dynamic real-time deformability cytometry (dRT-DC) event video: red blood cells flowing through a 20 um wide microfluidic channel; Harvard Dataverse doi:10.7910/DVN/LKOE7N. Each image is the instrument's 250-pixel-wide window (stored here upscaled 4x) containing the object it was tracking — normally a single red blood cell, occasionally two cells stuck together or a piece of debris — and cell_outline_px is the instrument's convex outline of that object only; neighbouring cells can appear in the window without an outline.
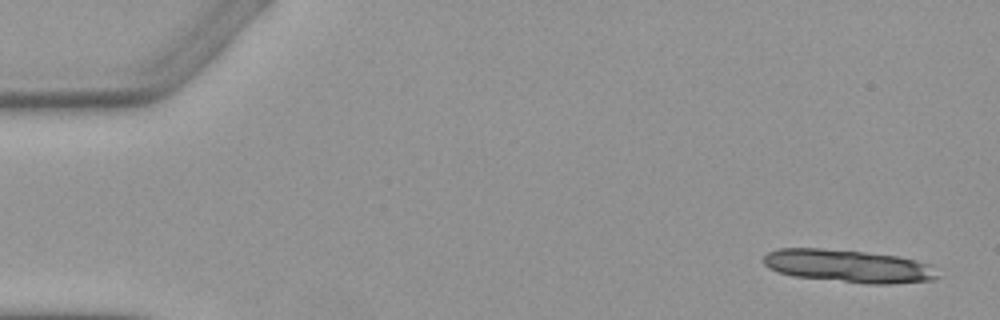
{"species": "Egyptian fruit bat (a non-hibernating species)", "species_latin": "Rousettus aegyptiacus", "temperature_condition": "warm", "stored_images_in_passage": 5, "segment_of_instrument_passage": [1, 2], "camera_frame_rate_fps": 3000, "um_per_image_px": 0.085, "animal": {"sex": "female"}, "frame": {"image": 1, "passage_image": 1, "time_ms": 0.0, "image_size_px": [1000, 320], "cell_outline_px": [[940, 276], [932, 280], [888, 284], [868, 284], [792, 276], [776, 272], [768, 268], [764, 264], [764, 256], [768, 252], [780, 248], [820, 248], [864, 252], [900, 256], [932, 264]], "centroid_in_image_um": [72.13, 22.62], "position_along_channel_um": 12.9, "area_um2": 33.52}}